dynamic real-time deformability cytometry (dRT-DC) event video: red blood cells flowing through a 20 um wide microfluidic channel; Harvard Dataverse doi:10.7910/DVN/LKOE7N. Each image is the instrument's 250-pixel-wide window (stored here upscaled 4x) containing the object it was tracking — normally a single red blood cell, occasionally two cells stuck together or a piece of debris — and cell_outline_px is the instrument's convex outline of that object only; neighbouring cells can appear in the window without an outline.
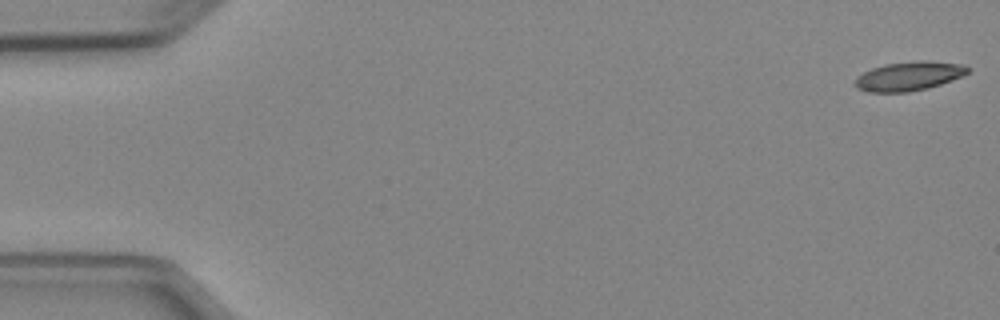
{"species": "Egyptian fruit bat (a non-hibernating species)", "species_latin": "Rousettus aegyptiacus", "temperature_condition": "cold", "stored_images_in_passage": 5, "camera_frame_rate_fps": 3000, "um_per_image_px": 0.085, "animal": {"sex": "female"}, "frame": {"image": 1, "passage_image": 1, "time_ms": 0.0, "image_size_px": [1000, 320], "cell_outline_px": [[972, 68], [964, 76], [928, 88], [908, 92], [868, 92], [856, 88], [852, 84], [856, 76], [872, 68], [884, 64], [916, 60], [924, 60], [964, 64]], "centroid_in_image_um": [77.25, 6.46], "position_along_channel_um": 7.7, "area_um2": 19.48}}
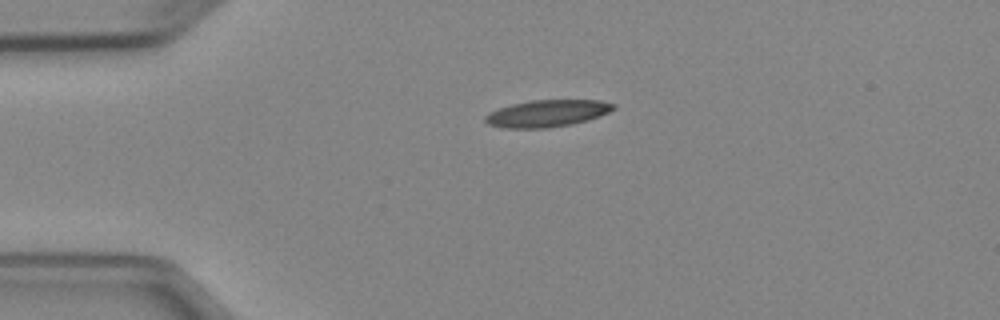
{"frame": {"image": 2, "passage_image": 4, "time_ms": 3.667, "image_size_px": [1000, 320], "cell_outline_px": [[616, 108], [608, 112], [588, 120], [572, 124], [548, 128], [504, 128], [488, 124], [484, 120], [484, 116], [488, 112], [512, 104], [532, 100], [600, 100], [616, 104]], "centroid_in_image_um": [46.5, 9.64], "position_along_channel_um": 38.5, "area_um2": 20.17}}